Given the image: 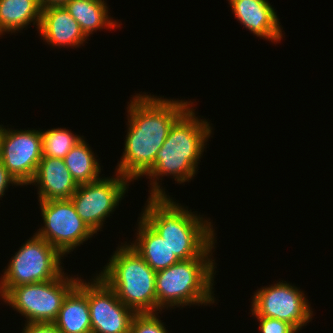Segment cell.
Wrapping results in <instances>:
<instances>
[{
  "instance_id": "cell-12",
  "label": "cell",
  "mask_w": 333,
  "mask_h": 333,
  "mask_svg": "<svg viewBox=\"0 0 333 333\" xmlns=\"http://www.w3.org/2000/svg\"><path fill=\"white\" fill-rule=\"evenodd\" d=\"M92 333H129L135 312L97 275L88 280Z\"/></svg>"
},
{
  "instance_id": "cell-21",
  "label": "cell",
  "mask_w": 333,
  "mask_h": 333,
  "mask_svg": "<svg viewBox=\"0 0 333 333\" xmlns=\"http://www.w3.org/2000/svg\"><path fill=\"white\" fill-rule=\"evenodd\" d=\"M42 138V156L64 159L69 151L84 137L73 134L66 128L40 130Z\"/></svg>"
},
{
  "instance_id": "cell-3",
  "label": "cell",
  "mask_w": 333,
  "mask_h": 333,
  "mask_svg": "<svg viewBox=\"0 0 333 333\" xmlns=\"http://www.w3.org/2000/svg\"><path fill=\"white\" fill-rule=\"evenodd\" d=\"M193 106L175 121L157 153L154 166L144 175L150 179L149 196H167L159 182L162 177L173 176L177 184H183L192 180L199 170L198 163L213 127L205 118L196 116Z\"/></svg>"
},
{
  "instance_id": "cell-26",
  "label": "cell",
  "mask_w": 333,
  "mask_h": 333,
  "mask_svg": "<svg viewBox=\"0 0 333 333\" xmlns=\"http://www.w3.org/2000/svg\"><path fill=\"white\" fill-rule=\"evenodd\" d=\"M69 0H40L42 8L51 6H63Z\"/></svg>"
},
{
  "instance_id": "cell-24",
  "label": "cell",
  "mask_w": 333,
  "mask_h": 333,
  "mask_svg": "<svg viewBox=\"0 0 333 333\" xmlns=\"http://www.w3.org/2000/svg\"><path fill=\"white\" fill-rule=\"evenodd\" d=\"M21 333H61L54 323H24Z\"/></svg>"
},
{
  "instance_id": "cell-20",
  "label": "cell",
  "mask_w": 333,
  "mask_h": 333,
  "mask_svg": "<svg viewBox=\"0 0 333 333\" xmlns=\"http://www.w3.org/2000/svg\"><path fill=\"white\" fill-rule=\"evenodd\" d=\"M85 138L65 156L64 162L76 183H90L101 178V166Z\"/></svg>"
},
{
  "instance_id": "cell-10",
  "label": "cell",
  "mask_w": 333,
  "mask_h": 333,
  "mask_svg": "<svg viewBox=\"0 0 333 333\" xmlns=\"http://www.w3.org/2000/svg\"><path fill=\"white\" fill-rule=\"evenodd\" d=\"M286 281L257 289L252 296L251 315L269 317L291 324L297 331L313 317V309L303 291Z\"/></svg>"
},
{
  "instance_id": "cell-13",
  "label": "cell",
  "mask_w": 333,
  "mask_h": 333,
  "mask_svg": "<svg viewBox=\"0 0 333 333\" xmlns=\"http://www.w3.org/2000/svg\"><path fill=\"white\" fill-rule=\"evenodd\" d=\"M228 1L237 21L251 33L272 43L281 42L284 31L276 11L268 0Z\"/></svg>"
},
{
  "instance_id": "cell-23",
  "label": "cell",
  "mask_w": 333,
  "mask_h": 333,
  "mask_svg": "<svg viewBox=\"0 0 333 333\" xmlns=\"http://www.w3.org/2000/svg\"><path fill=\"white\" fill-rule=\"evenodd\" d=\"M256 318L259 321L260 333H298L288 322L269 317Z\"/></svg>"
},
{
  "instance_id": "cell-7",
  "label": "cell",
  "mask_w": 333,
  "mask_h": 333,
  "mask_svg": "<svg viewBox=\"0 0 333 333\" xmlns=\"http://www.w3.org/2000/svg\"><path fill=\"white\" fill-rule=\"evenodd\" d=\"M65 274L50 281L13 287L2 300L25 317V323H54L64 299L81 278Z\"/></svg>"
},
{
  "instance_id": "cell-6",
  "label": "cell",
  "mask_w": 333,
  "mask_h": 333,
  "mask_svg": "<svg viewBox=\"0 0 333 333\" xmlns=\"http://www.w3.org/2000/svg\"><path fill=\"white\" fill-rule=\"evenodd\" d=\"M11 257L0 276L1 299L13 287L50 281L64 272L61 263L64 256L36 233Z\"/></svg>"
},
{
  "instance_id": "cell-17",
  "label": "cell",
  "mask_w": 333,
  "mask_h": 333,
  "mask_svg": "<svg viewBox=\"0 0 333 333\" xmlns=\"http://www.w3.org/2000/svg\"><path fill=\"white\" fill-rule=\"evenodd\" d=\"M139 218L136 240L129 244L155 271L166 269L180 260L173 254L167 243L141 217ZM134 242V243H133Z\"/></svg>"
},
{
  "instance_id": "cell-16",
  "label": "cell",
  "mask_w": 333,
  "mask_h": 333,
  "mask_svg": "<svg viewBox=\"0 0 333 333\" xmlns=\"http://www.w3.org/2000/svg\"><path fill=\"white\" fill-rule=\"evenodd\" d=\"M54 324L61 333H92L88 282L84 279L68 293Z\"/></svg>"
},
{
  "instance_id": "cell-5",
  "label": "cell",
  "mask_w": 333,
  "mask_h": 333,
  "mask_svg": "<svg viewBox=\"0 0 333 333\" xmlns=\"http://www.w3.org/2000/svg\"><path fill=\"white\" fill-rule=\"evenodd\" d=\"M97 276L135 313L157 312L156 272L129 245L121 243Z\"/></svg>"
},
{
  "instance_id": "cell-25",
  "label": "cell",
  "mask_w": 333,
  "mask_h": 333,
  "mask_svg": "<svg viewBox=\"0 0 333 333\" xmlns=\"http://www.w3.org/2000/svg\"><path fill=\"white\" fill-rule=\"evenodd\" d=\"M20 186L21 185L15 180V178L9 173V171L4 167L3 163L0 161V198L5 195V191L8 189L9 185Z\"/></svg>"
},
{
  "instance_id": "cell-18",
  "label": "cell",
  "mask_w": 333,
  "mask_h": 333,
  "mask_svg": "<svg viewBox=\"0 0 333 333\" xmlns=\"http://www.w3.org/2000/svg\"><path fill=\"white\" fill-rule=\"evenodd\" d=\"M63 6L79 23L87 38L97 30L107 28L111 31L122 25L108 15L109 8L105 0H69Z\"/></svg>"
},
{
  "instance_id": "cell-1",
  "label": "cell",
  "mask_w": 333,
  "mask_h": 333,
  "mask_svg": "<svg viewBox=\"0 0 333 333\" xmlns=\"http://www.w3.org/2000/svg\"><path fill=\"white\" fill-rule=\"evenodd\" d=\"M147 94L140 92L128 102L124 151L115 169L132 182L154 166L169 130L194 103Z\"/></svg>"
},
{
  "instance_id": "cell-22",
  "label": "cell",
  "mask_w": 333,
  "mask_h": 333,
  "mask_svg": "<svg viewBox=\"0 0 333 333\" xmlns=\"http://www.w3.org/2000/svg\"><path fill=\"white\" fill-rule=\"evenodd\" d=\"M158 313H136L131 322L129 333H168Z\"/></svg>"
},
{
  "instance_id": "cell-8",
  "label": "cell",
  "mask_w": 333,
  "mask_h": 333,
  "mask_svg": "<svg viewBox=\"0 0 333 333\" xmlns=\"http://www.w3.org/2000/svg\"><path fill=\"white\" fill-rule=\"evenodd\" d=\"M113 177H101L90 183L79 184L70 200L77 214L96 234L128 192L130 180L118 172Z\"/></svg>"
},
{
  "instance_id": "cell-11",
  "label": "cell",
  "mask_w": 333,
  "mask_h": 333,
  "mask_svg": "<svg viewBox=\"0 0 333 333\" xmlns=\"http://www.w3.org/2000/svg\"><path fill=\"white\" fill-rule=\"evenodd\" d=\"M42 157L40 129H6L1 124L0 161L21 186L32 181Z\"/></svg>"
},
{
  "instance_id": "cell-14",
  "label": "cell",
  "mask_w": 333,
  "mask_h": 333,
  "mask_svg": "<svg viewBox=\"0 0 333 333\" xmlns=\"http://www.w3.org/2000/svg\"><path fill=\"white\" fill-rule=\"evenodd\" d=\"M31 184L38 187V202L70 199L78 187L64 159L47 156L38 163Z\"/></svg>"
},
{
  "instance_id": "cell-2",
  "label": "cell",
  "mask_w": 333,
  "mask_h": 333,
  "mask_svg": "<svg viewBox=\"0 0 333 333\" xmlns=\"http://www.w3.org/2000/svg\"><path fill=\"white\" fill-rule=\"evenodd\" d=\"M140 217L167 243L179 260L213 257L217 243L208 218L167 196H148ZM187 208V209H186Z\"/></svg>"
},
{
  "instance_id": "cell-15",
  "label": "cell",
  "mask_w": 333,
  "mask_h": 333,
  "mask_svg": "<svg viewBox=\"0 0 333 333\" xmlns=\"http://www.w3.org/2000/svg\"><path fill=\"white\" fill-rule=\"evenodd\" d=\"M39 36L52 48L80 47L87 41L79 23L70 15L64 6L42 8Z\"/></svg>"
},
{
  "instance_id": "cell-19",
  "label": "cell",
  "mask_w": 333,
  "mask_h": 333,
  "mask_svg": "<svg viewBox=\"0 0 333 333\" xmlns=\"http://www.w3.org/2000/svg\"><path fill=\"white\" fill-rule=\"evenodd\" d=\"M41 14L40 0H0V32H19L31 23L38 31Z\"/></svg>"
},
{
  "instance_id": "cell-4",
  "label": "cell",
  "mask_w": 333,
  "mask_h": 333,
  "mask_svg": "<svg viewBox=\"0 0 333 333\" xmlns=\"http://www.w3.org/2000/svg\"><path fill=\"white\" fill-rule=\"evenodd\" d=\"M216 262L211 257L180 260L156 272L157 312L165 308L207 306L215 303ZM176 306V307H175Z\"/></svg>"
},
{
  "instance_id": "cell-27",
  "label": "cell",
  "mask_w": 333,
  "mask_h": 333,
  "mask_svg": "<svg viewBox=\"0 0 333 333\" xmlns=\"http://www.w3.org/2000/svg\"><path fill=\"white\" fill-rule=\"evenodd\" d=\"M0 155H1V125H0Z\"/></svg>"
},
{
  "instance_id": "cell-9",
  "label": "cell",
  "mask_w": 333,
  "mask_h": 333,
  "mask_svg": "<svg viewBox=\"0 0 333 333\" xmlns=\"http://www.w3.org/2000/svg\"><path fill=\"white\" fill-rule=\"evenodd\" d=\"M44 226L36 234L45 239L63 256L83 245L94 232L77 214L70 199L39 202Z\"/></svg>"
}]
</instances>
